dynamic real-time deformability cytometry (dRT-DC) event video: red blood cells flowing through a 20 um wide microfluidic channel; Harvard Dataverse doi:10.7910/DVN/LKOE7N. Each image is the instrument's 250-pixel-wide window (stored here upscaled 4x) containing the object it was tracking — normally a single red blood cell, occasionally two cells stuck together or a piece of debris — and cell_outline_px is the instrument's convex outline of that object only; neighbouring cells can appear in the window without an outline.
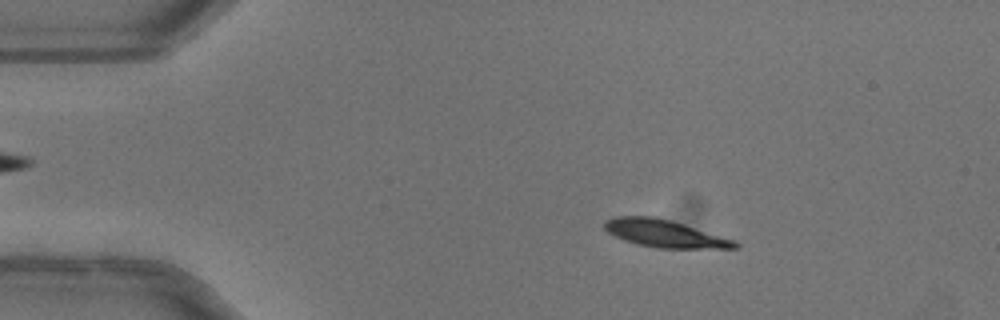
{"species": "common noctule bat (a hibernating species)", "species_latin": "Nyctalus noctula", "temperature_condition": "warm", "stored_images_in_passage": 46, "camera_frame_rate_fps": 3000, "um_per_image_px": 0.085, "animal": {"sex": "female"}, "frame": {"image": 1, "passage_image": 4, "time_ms": 1.0, "image_size_px": [1000, 320], "cell_outline_px": [[740, 248], [656, 248], [636, 244], [624, 240], [608, 232], [604, 228], [604, 220], [616, 216], [656, 216], [736, 240], [740, 244]], "centroid_in_image_um": [56.49, 19.85], "position_along_channel_um": 28.5, "area_um2": 20.87}}
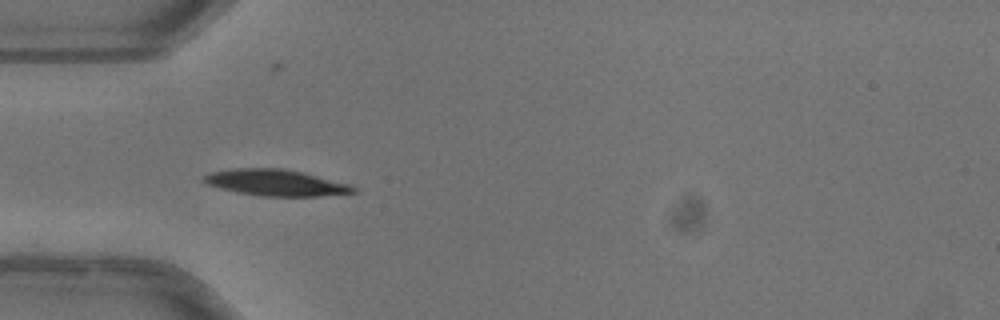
{"frame": {"image": 2, "passage_image": 11, "time_ms": 3.333, "image_size_px": [1000, 320], "cell_outline_px": [[356, 192], [320, 196], [260, 196], [236, 192], [220, 188], [208, 184], [200, 180], [208, 172], [232, 168], [284, 168], [304, 172], [348, 184], [356, 188]], "centroid_in_image_um": [23.39, 15.52], "position_along_channel_um": 61.6, "area_um2": 23.0}, "authors_computed_cell_mechanics": {"area_um2": 22.2241, "velocity_mm_per_s": 4.0166, "shape_relaxation_time_tau1_ms": 2.641, "shape_relaxation_time_tau2_ms": 3.1413, "deformation_change_tau1": 0.1671, "deformation_change_tau2": 0.0612}}